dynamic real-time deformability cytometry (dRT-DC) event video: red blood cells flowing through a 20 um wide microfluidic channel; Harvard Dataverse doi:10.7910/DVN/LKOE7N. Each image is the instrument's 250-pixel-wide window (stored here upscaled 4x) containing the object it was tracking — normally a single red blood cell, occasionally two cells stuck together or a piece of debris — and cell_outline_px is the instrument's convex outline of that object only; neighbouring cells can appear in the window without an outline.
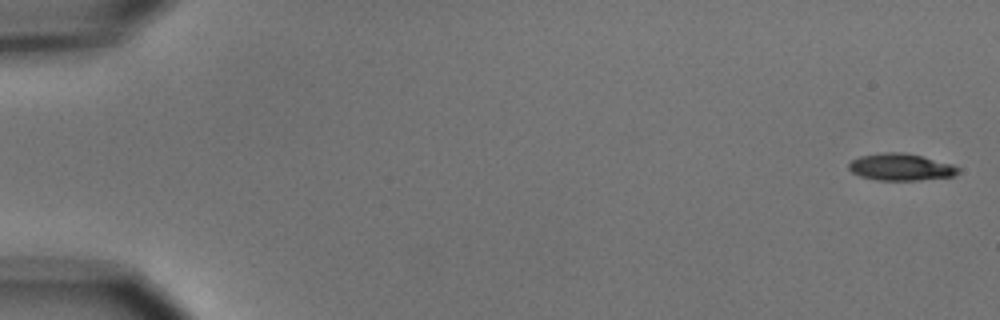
{"species": "common noctule bat (a hibernating species)", "species_latin": "Nyctalus noctula", "temperature_condition": "cold", "stored_images_in_passage": 5, "camera_frame_rate_fps": 3000, "um_per_image_px": 0.085, "animal": {"sex": "male", "body_mass_g": 15.6}, "frame": {"image": 1, "passage_image": 1, "time_ms": 0.0, "image_size_px": [1000, 320], "cell_outline_px": [[960, 172], [952, 176], [920, 180], [876, 180], [860, 176], [852, 172], [848, 168], [848, 164], [852, 160], [860, 156], [884, 152], [904, 152], [952, 164], [960, 168]], "centroid_in_image_um": [76.55, 14.2], "position_along_channel_um": 8.4, "area_um2": 17.11}}
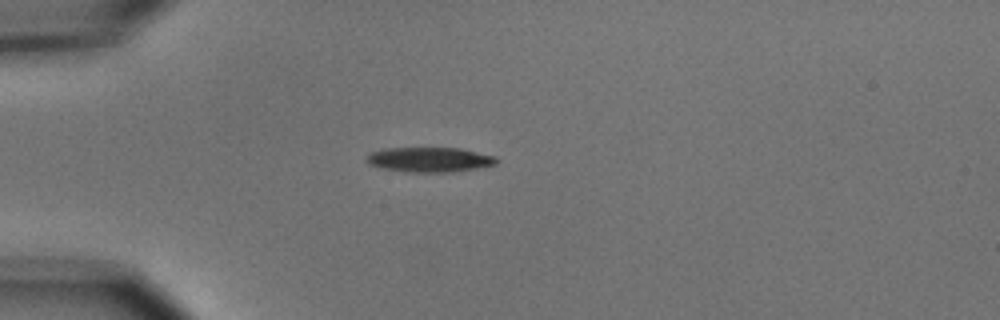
{"frame": {"image": 2, "passage_image": 5, "time_ms": 4.667, "image_size_px": [1000, 320], "cell_outline_px": [[500, 160], [496, 164], [476, 168], [452, 172], [404, 172], [380, 168], [368, 164], [364, 160], [364, 156], [372, 152], [384, 148], [460, 148], [496, 156]], "centroid_in_image_um": [36.47, 13.57], "position_along_channel_um": 48.5, "area_um2": 19.07}}